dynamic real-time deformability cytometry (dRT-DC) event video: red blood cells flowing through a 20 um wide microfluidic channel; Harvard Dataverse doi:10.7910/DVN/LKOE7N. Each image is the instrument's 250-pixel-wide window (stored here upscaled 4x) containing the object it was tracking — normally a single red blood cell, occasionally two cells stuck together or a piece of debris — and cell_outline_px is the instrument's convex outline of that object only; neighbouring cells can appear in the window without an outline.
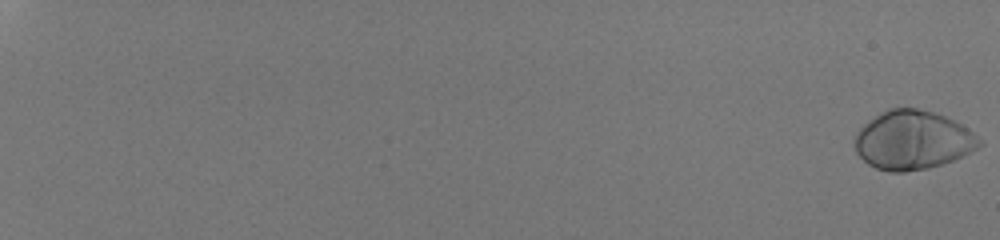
{"species": "human", "species_latin": "Homo sapiens", "temperature_condition": "room temperature", "stored_images_in_passage": 56, "camera_frame_rate_fps": 3000, "um_per_image_px": 0.085, "donor": {"sex": "male"}, "frame": {"image": 1, "passage_image": 1, "time_ms": 0.0, "image_size_px": [1000, 240], "cell_outline_px": [[984, 144], [972, 152], [952, 160], [928, 168], [904, 172], [888, 172], [876, 168], [868, 164], [856, 152], [852, 140], [856, 132], [868, 120], [888, 108], [916, 108], [932, 112], [944, 116], [968, 128]], "centroid_in_image_um": [77.54, 11.92], "position_along_channel_um": 7.5, "area_um2": 42.77}}
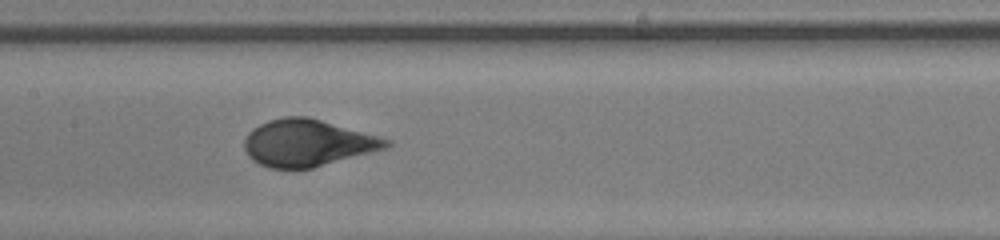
{"frame": {"image": 2, "passage_image": 34, "time_ms": 11.0, "image_size_px": [1000, 240], "cell_outline_px": [[392, 144], [388, 148], [312, 168], [268, 168], [252, 160], [248, 156], [244, 148], [244, 140], [248, 132], [252, 128], [268, 120], [284, 116], [308, 116], [380, 136], [392, 140]], "centroid_in_image_um": [26.15, 12.14], "position_along_channel_um": 181.2, "area_um2": 39.02}}
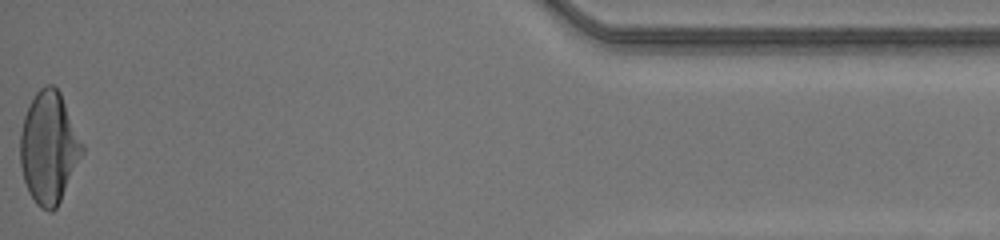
{"frame": {"image": 3, "passage_image": 56, "time_ms": 18.333, "image_size_px": [1000, 240], "cell_outline_px": [[84, 152], [56, 208], [52, 212], [48, 212], [40, 208], [36, 204], [28, 192], [24, 180], [20, 164], [20, 132], [24, 116], [28, 104], [36, 92], [40, 88], [48, 84], [52, 84], [60, 92], [84, 144]], "centroid_in_image_um": [4.15, 12.55], "position_along_channel_um": 431.1, "area_um2": 40.52}, "authors_computed_cell_mechanics": {"area_um2": 39.7375, "velocity_mm_per_s": 4.2089, "shape_relaxation_time_tau1_ms": 3.5548, "shape_relaxation_time_tau2_ms": null, "deformation_change_tau1": 0.2159, "deformation_change_tau2": null}}